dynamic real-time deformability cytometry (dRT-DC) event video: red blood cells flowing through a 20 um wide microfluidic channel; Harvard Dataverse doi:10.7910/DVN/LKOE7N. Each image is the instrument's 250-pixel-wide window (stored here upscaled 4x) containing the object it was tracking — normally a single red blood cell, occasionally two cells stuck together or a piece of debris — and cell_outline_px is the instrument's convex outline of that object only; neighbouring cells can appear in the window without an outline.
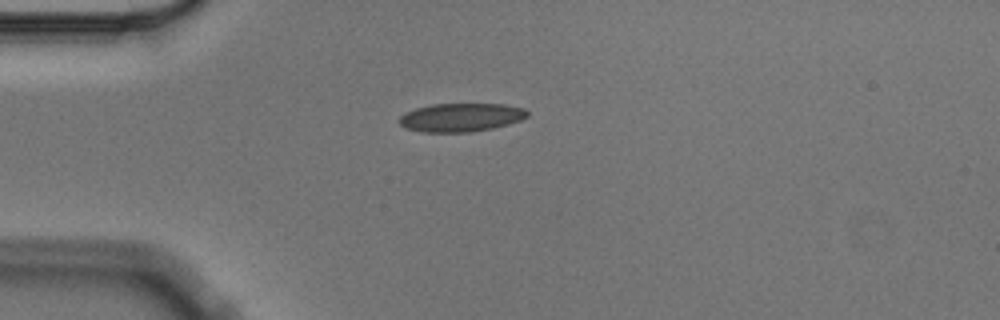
{"species": "Egyptian fruit bat (a non-hibernating species)", "species_latin": "Rousettus aegyptiacus", "temperature_condition": "cold", "stored_images_in_passage": 1, "camera_frame_rate_fps": 3000, "um_per_image_px": 0.085, "animal": {"sex": "male"}, "frame": {"image": 1, "passage_image": 1, "time_ms": 0.0, "image_size_px": [1000, 320], "cell_outline_px": [[528, 116], [520, 120], [508, 124], [492, 128], [468, 132], [420, 132], [408, 128], [400, 124], [400, 116], [416, 108], [432, 104], [504, 104], [524, 108], [528, 112]], "centroid_in_image_um": [39.2, 9.97], "position_along_channel_um": 45.8, "area_um2": 21.04}}